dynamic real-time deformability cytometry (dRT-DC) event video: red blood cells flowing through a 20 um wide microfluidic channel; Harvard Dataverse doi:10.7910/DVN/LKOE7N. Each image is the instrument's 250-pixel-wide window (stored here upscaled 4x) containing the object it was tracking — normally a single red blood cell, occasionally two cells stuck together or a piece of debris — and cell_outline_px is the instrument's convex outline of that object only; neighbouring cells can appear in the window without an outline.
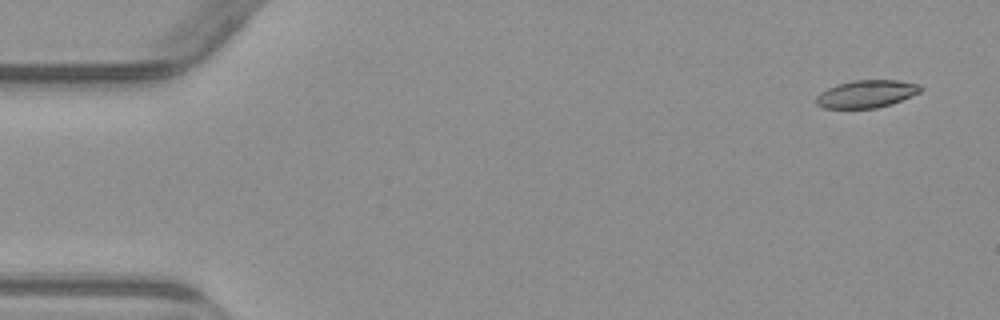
{"species": "common noctule bat (a hibernating species)", "species_latin": "Nyctalus noctula", "temperature_condition": "warm", "stored_images_in_passage": 4, "camera_frame_rate_fps": 3000, "um_per_image_px": 0.085, "animal": {"sex": "male", "body_mass_g": 23.1, "forearm_length_mm": 52.7}, "frame": {"image": 1, "passage_image": 1, "time_ms": 0.0, "image_size_px": [1000, 320], "cell_outline_px": [[924, 88], [920, 92], [892, 104], [876, 108], [824, 108], [816, 104], [816, 96], [820, 92], [836, 84], [856, 80], [896, 80], [920, 84]], "centroid_in_image_um": [73.66, 7.98], "position_along_channel_um": 11.3, "area_um2": 16.82}}
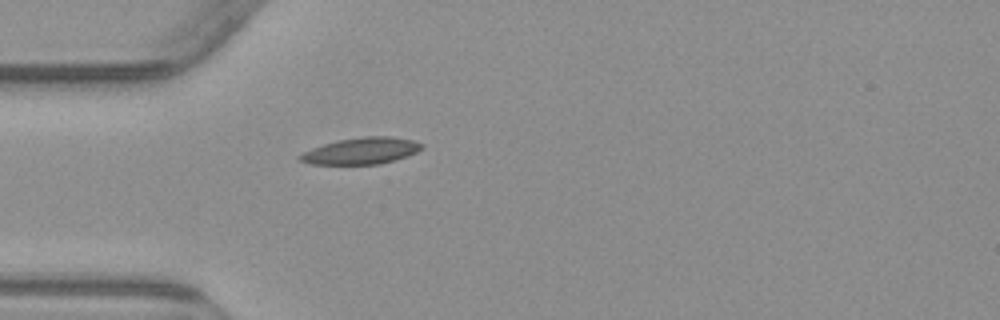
{"frame": {"image": 2, "passage_image": 4, "time_ms": 4.333, "image_size_px": [1000, 320], "cell_outline_px": [[424, 148], [408, 156], [380, 164], [312, 164], [300, 160], [296, 156], [312, 148], [324, 144], [340, 140], [364, 136], [392, 136], [412, 140], [424, 144]], "centroid_in_image_um": [30.75, 12.82], "position_along_channel_um": 54.3, "area_um2": 18.79}}